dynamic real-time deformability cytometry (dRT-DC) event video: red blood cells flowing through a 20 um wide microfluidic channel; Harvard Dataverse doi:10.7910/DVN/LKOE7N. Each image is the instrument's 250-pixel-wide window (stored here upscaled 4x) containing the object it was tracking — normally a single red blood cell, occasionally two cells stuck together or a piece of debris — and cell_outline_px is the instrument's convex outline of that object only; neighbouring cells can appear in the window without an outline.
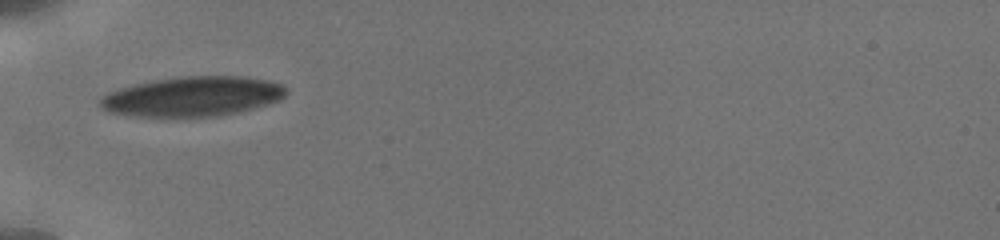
{"species": "human", "species_latin": "Homo sapiens", "temperature_condition": "cold", "stored_images_in_passage": 8, "camera_frame_rate_fps": 3000, "um_per_image_px": 0.085, "donor": {"sex": "male"}, "frame": {"image": 1, "passage_image": 1, "time_ms": 0.0, "image_size_px": [1000, 240], "cell_outline_px": [[288, 92], [280, 100], [268, 104], [220, 116], [132, 116], [108, 112], [100, 104], [100, 96], [108, 92], [120, 88], [152, 80], [184, 76], [248, 76], [268, 80], [280, 84]], "centroid_in_image_um": [16.37, 8.19], "position_along_channel_um": 68.6, "area_um2": 43.0}}
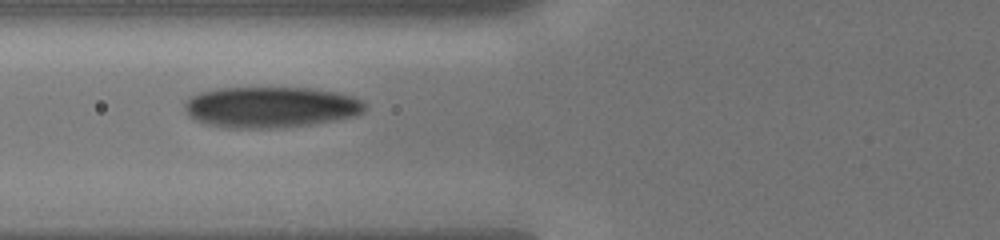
{"frame": {"image": 2, "passage_image": 7, "time_ms": 1.0, "image_size_px": [1000, 240], "cell_outline_px": [[364, 112], [352, 116], [336, 120], [280, 128], [220, 128], [204, 124], [188, 116], [184, 108], [184, 104], [192, 96], [200, 92], [216, 88], [312, 88], [336, 92], [352, 96], [364, 100]], "centroid_in_image_um": [22.97, 9.11], "position_along_channel_um": 102.8, "area_um2": 43.23}}